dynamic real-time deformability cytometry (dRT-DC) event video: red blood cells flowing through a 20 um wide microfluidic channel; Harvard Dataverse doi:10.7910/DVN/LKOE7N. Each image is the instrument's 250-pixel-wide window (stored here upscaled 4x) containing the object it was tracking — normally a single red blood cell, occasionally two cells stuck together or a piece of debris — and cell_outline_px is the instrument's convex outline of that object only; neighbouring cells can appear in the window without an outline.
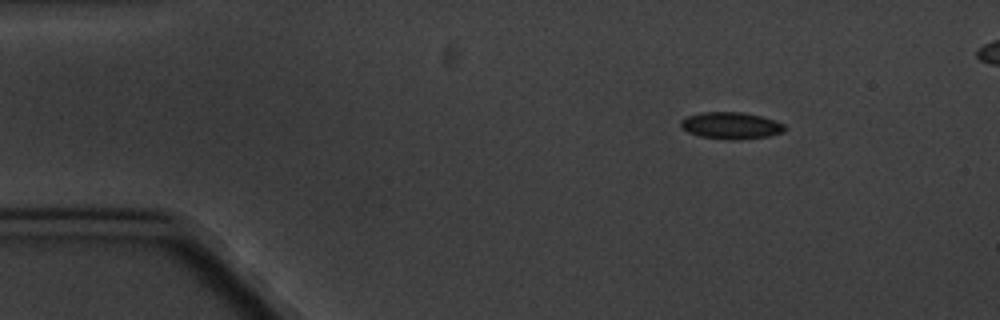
{"species": "common noctule bat (a hibernating species)", "species_latin": "Nyctalus noctula", "temperature_condition": "cold", "stored_images_in_passage": 5, "camera_frame_rate_fps": 3000, "um_per_image_px": 0.085, "animal": {"sex": "male", "body_mass_g": 20.1, "forearm_length_mm": 53.5}, "frame": {"image": 1, "passage_image": 1, "time_ms": 0.0, "image_size_px": [1000, 320], "cell_outline_px": [[784, 132], [768, 136], [732, 140], [728, 140], [700, 136], [688, 132], [680, 124], [680, 120], [688, 116], [700, 112], [740, 112], [760, 116], [776, 120], [784, 124]], "centroid_in_image_um": [62.13, 10.67], "position_along_channel_um": 22.9, "area_um2": 16.13}}